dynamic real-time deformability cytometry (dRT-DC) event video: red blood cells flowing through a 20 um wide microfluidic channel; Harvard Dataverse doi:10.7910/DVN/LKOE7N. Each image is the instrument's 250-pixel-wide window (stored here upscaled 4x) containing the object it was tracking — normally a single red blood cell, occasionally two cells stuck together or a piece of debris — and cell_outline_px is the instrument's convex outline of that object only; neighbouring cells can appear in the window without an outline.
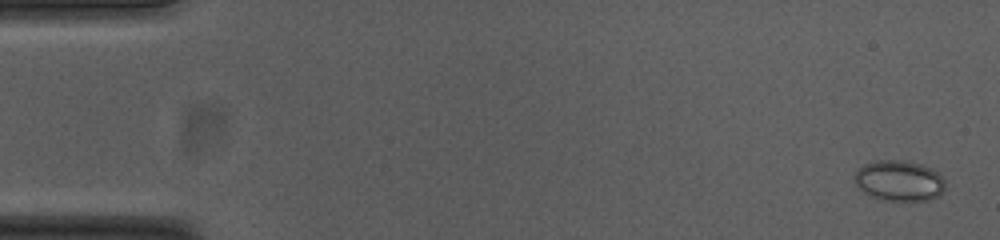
{"species": "common noctule bat (a hibernating species)", "species_latin": "Nyctalus noctula", "temperature_condition": "cold", "stored_images_in_passage": 55, "camera_frame_rate_fps": 3000, "um_per_image_px": 0.085, "animal": {"sex": "female", "body_mass_g": 23.0, "forearm_length_mm": 53.4}, "frame": {"image": 1, "passage_image": 2, "time_ms": 0.333, "image_size_px": [1000, 240], "cell_outline_px": [[944, 192], [940, 196], [928, 200], [888, 200], [872, 196], [864, 192], [852, 180], [852, 176], [864, 164], [876, 160], [904, 160], [920, 164], [932, 168], [944, 180]], "centroid_in_image_um": [76.42, 15.35], "position_along_channel_um": 8.6, "area_um2": 21.44}}
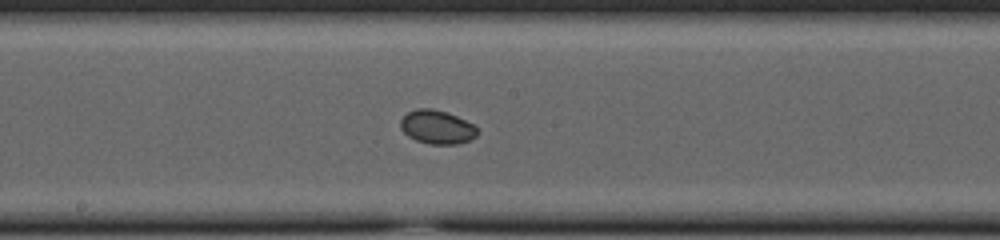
{"frame": {"image": 2, "passage_image": 29, "time_ms": 9.333, "image_size_px": [1000, 240], "cell_outline_px": [[476, 136], [468, 140], [456, 144], [428, 144], [416, 140], [408, 136], [400, 128], [400, 120], [408, 112], [416, 108], [432, 108], [448, 112], [472, 124], [476, 128]], "centroid_in_image_um": [37.1, 10.79], "position_along_channel_um": 211.1, "area_um2": 14.97}}
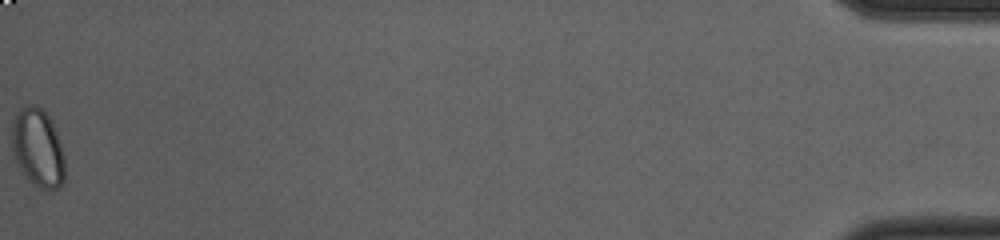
{"frame": {"image": 3, "passage_image": 55, "time_ms": 18.0, "image_size_px": [1000, 240], "cell_outline_px": [[64, 180], [60, 188], [48, 192], [40, 188], [20, 168], [16, 160], [12, 148], [12, 120], [16, 112], [20, 108], [28, 104], [36, 104], [48, 116], [60, 140], [64, 156]], "centroid_in_image_um": [3.23, 12.55], "position_along_channel_um": 432.0, "area_um2": 24.1}}